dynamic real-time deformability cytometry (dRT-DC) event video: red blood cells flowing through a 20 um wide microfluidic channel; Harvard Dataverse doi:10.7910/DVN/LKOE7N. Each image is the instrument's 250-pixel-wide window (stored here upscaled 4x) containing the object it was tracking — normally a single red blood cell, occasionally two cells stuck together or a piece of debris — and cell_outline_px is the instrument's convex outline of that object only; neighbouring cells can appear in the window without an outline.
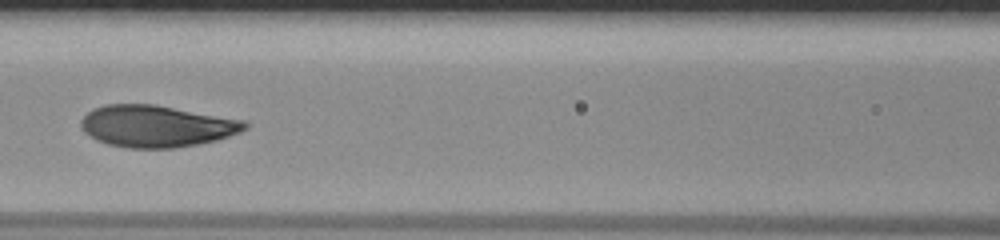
{"species": "human", "species_latin": "Homo sapiens", "temperature_condition": "room temperature", "stored_images_in_passage": 48, "camera_frame_rate_fps": 3000, "um_per_image_px": 0.085, "donor": {"sex": "male"}, "frame": {"image": 1, "passage_image": 21, "time_ms": 6.667, "image_size_px": [1000, 240], "cell_outline_px": [[248, 128], [240, 132], [216, 140], [176, 148], [128, 148], [108, 144], [96, 140], [84, 132], [80, 124], [80, 120], [92, 108], [104, 104], [156, 104], [244, 120], [248, 124]], "centroid_in_image_um": [13.28, 10.71], "position_along_channel_um": 153.3, "area_um2": 40.06}}
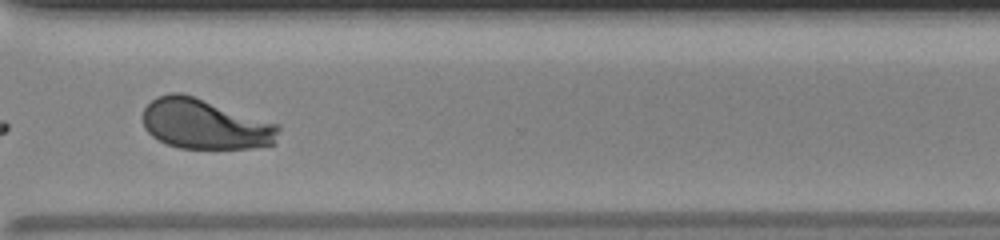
{"frame": {"image": 2, "passage_image": 36, "time_ms": 11.667, "image_size_px": [1000, 240], "cell_outline_px": [[280, 128], [272, 144], [252, 148], [180, 148], [168, 144], [152, 136], [144, 128], [140, 116], [144, 108], [156, 96], [168, 92], [180, 92], [280, 124]], "centroid_in_image_um": [17.37, 10.53], "position_along_channel_um": 353.2, "area_um2": 39.71}}
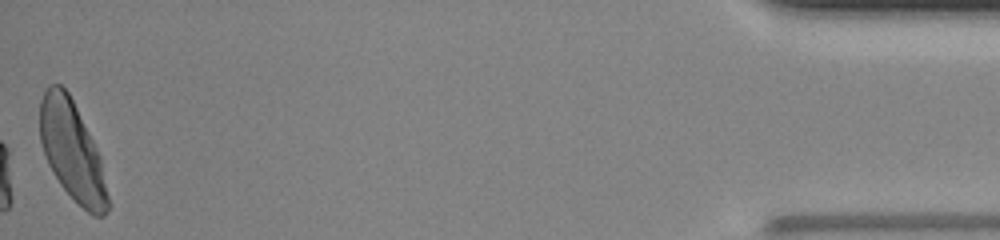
{"frame": {"image": 3, "passage_image": 48, "time_ms": 15.667, "image_size_px": [1000, 240], "cell_outline_px": [[108, 208], [104, 216], [92, 216], [60, 184], [48, 164], [40, 140], [40, 100], [48, 84], [60, 84], [68, 92], [100, 156], [108, 196]], "centroid_in_image_um": [6.11, 12.82], "position_along_channel_um": 429.1, "area_um2": 38.44}, "authors_computed_cell_mechanics": {"area_um2": 40.1421, "velocity_mm_per_s": 4.0044, "shape_relaxation_time_tau1_ms": 3.0398, "shape_relaxation_time_tau2_ms": null, "deformation_change_tau1": 0.1674, "deformation_change_tau2": null}}